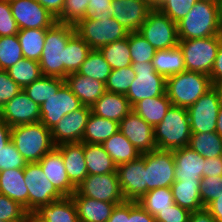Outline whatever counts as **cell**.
<instances>
[{
    "instance_id": "obj_1",
    "label": "cell",
    "mask_w": 222,
    "mask_h": 222,
    "mask_svg": "<svg viewBox=\"0 0 222 222\" xmlns=\"http://www.w3.org/2000/svg\"><path fill=\"white\" fill-rule=\"evenodd\" d=\"M179 40L222 35L220 0H198L190 12L177 22Z\"/></svg>"
},
{
    "instance_id": "obj_2",
    "label": "cell",
    "mask_w": 222,
    "mask_h": 222,
    "mask_svg": "<svg viewBox=\"0 0 222 222\" xmlns=\"http://www.w3.org/2000/svg\"><path fill=\"white\" fill-rule=\"evenodd\" d=\"M75 33L74 25L59 22L47 29L39 60L42 75L65 80V47Z\"/></svg>"
},
{
    "instance_id": "obj_3",
    "label": "cell",
    "mask_w": 222,
    "mask_h": 222,
    "mask_svg": "<svg viewBox=\"0 0 222 222\" xmlns=\"http://www.w3.org/2000/svg\"><path fill=\"white\" fill-rule=\"evenodd\" d=\"M11 141L27 163H38L56 147L51 130L41 122L11 127Z\"/></svg>"
},
{
    "instance_id": "obj_4",
    "label": "cell",
    "mask_w": 222,
    "mask_h": 222,
    "mask_svg": "<svg viewBox=\"0 0 222 222\" xmlns=\"http://www.w3.org/2000/svg\"><path fill=\"white\" fill-rule=\"evenodd\" d=\"M190 120L186 108L171 105L163 120L154 127L158 150L173 151L189 145Z\"/></svg>"
},
{
    "instance_id": "obj_5",
    "label": "cell",
    "mask_w": 222,
    "mask_h": 222,
    "mask_svg": "<svg viewBox=\"0 0 222 222\" xmlns=\"http://www.w3.org/2000/svg\"><path fill=\"white\" fill-rule=\"evenodd\" d=\"M211 87L210 76L201 72L184 71L166 78L168 99L181 108L192 106Z\"/></svg>"
},
{
    "instance_id": "obj_6",
    "label": "cell",
    "mask_w": 222,
    "mask_h": 222,
    "mask_svg": "<svg viewBox=\"0 0 222 222\" xmlns=\"http://www.w3.org/2000/svg\"><path fill=\"white\" fill-rule=\"evenodd\" d=\"M222 35L179 40L186 71L201 72L210 76Z\"/></svg>"
},
{
    "instance_id": "obj_7",
    "label": "cell",
    "mask_w": 222,
    "mask_h": 222,
    "mask_svg": "<svg viewBox=\"0 0 222 222\" xmlns=\"http://www.w3.org/2000/svg\"><path fill=\"white\" fill-rule=\"evenodd\" d=\"M75 30L76 34H78L92 50H99L107 44L126 38L129 33L112 17L94 19L87 16L75 25Z\"/></svg>"
},
{
    "instance_id": "obj_8",
    "label": "cell",
    "mask_w": 222,
    "mask_h": 222,
    "mask_svg": "<svg viewBox=\"0 0 222 222\" xmlns=\"http://www.w3.org/2000/svg\"><path fill=\"white\" fill-rule=\"evenodd\" d=\"M131 67L136 77L125 96L132 107L140 100L166 93V78L155 71L152 61L132 63Z\"/></svg>"
},
{
    "instance_id": "obj_9",
    "label": "cell",
    "mask_w": 222,
    "mask_h": 222,
    "mask_svg": "<svg viewBox=\"0 0 222 222\" xmlns=\"http://www.w3.org/2000/svg\"><path fill=\"white\" fill-rule=\"evenodd\" d=\"M156 50L178 46L177 23L173 22L157 7L148 14L138 31Z\"/></svg>"
},
{
    "instance_id": "obj_10",
    "label": "cell",
    "mask_w": 222,
    "mask_h": 222,
    "mask_svg": "<svg viewBox=\"0 0 222 222\" xmlns=\"http://www.w3.org/2000/svg\"><path fill=\"white\" fill-rule=\"evenodd\" d=\"M24 180L28 189V213H32L41 205L64 198L47 179L39 163L26 164Z\"/></svg>"
},
{
    "instance_id": "obj_11",
    "label": "cell",
    "mask_w": 222,
    "mask_h": 222,
    "mask_svg": "<svg viewBox=\"0 0 222 222\" xmlns=\"http://www.w3.org/2000/svg\"><path fill=\"white\" fill-rule=\"evenodd\" d=\"M146 193L169 187L176 181L173 151L153 150L145 153Z\"/></svg>"
},
{
    "instance_id": "obj_12",
    "label": "cell",
    "mask_w": 222,
    "mask_h": 222,
    "mask_svg": "<svg viewBox=\"0 0 222 222\" xmlns=\"http://www.w3.org/2000/svg\"><path fill=\"white\" fill-rule=\"evenodd\" d=\"M220 106L217 91L212 86L192 106L187 108L191 133L215 132Z\"/></svg>"
},
{
    "instance_id": "obj_13",
    "label": "cell",
    "mask_w": 222,
    "mask_h": 222,
    "mask_svg": "<svg viewBox=\"0 0 222 222\" xmlns=\"http://www.w3.org/2000/svg\"><path fill=\"white\" fill-rule=\"evenodd\" d=\"M72 196H85L105 202H125L117 173L87 175Z\"/></svg>"
},
{
    "instance_id": "obj_14",
    "label": "cell",
    "mask_w": 222,
    "mask_h": 222,
    "mask_svg": "<svg viewBox=\"0 0 222 222\" xmlns=\"http://www.w3.org/2000/svg\"><path fill=\"white\" fill-rule=\"evenodd\" d=\"M9 3L19 30L48 29L56 22L37 0H11Z\"/></svg>"
},
{
    "instance_id": "obj_15",
    "label": "cell",
    "mask_w": 222,
    "mask_h": 222,
    "mask_svg": "<svg viewBox=\"0 0 222 222\" xmlns=\"http://www.w3.org/2000/svg\"><path fill=\"white\" fill-rule=\"evenodd\" d=\"M82 106L66 82L40 106V122L48 129H52L65 115L74 112Z\"/></svg>"
},
{
    "instance_id": "obj_16",
    "label": "cell",
    "mask_w": 222,
    "mask_h": 222,
    "mask_svg": "<svg viewBox=\"0 0 222 222\" xmlns=\"http://www.w3.org/2000/svg\"><path fill=\"white\" fill-rule=\"evenodd\" d=\"M116 171L126 201H138L146 194L145 153L136 160L120 164Z\"/></svg>"
},
{
    "instance_id": "obj_17",
    "label": "cell",
    "mask_w": 222,
    "mask_h": 222,
    "mask_svg": "<svg viewBox=\"0 0 222 222\" xmlns=\"http://www.w3.org/2000/svg\"><path fill=\"white\" fill-rule=\"evenodd\" d=\"M91 113V107L82 105L74 112L65 115L52 128L51 136L55 146L63 143L82 142L83 133Z\"/></svg>"
},
{
    "instance_id": "obj_18",
    "label": "cell",
    "mask_w": 222,
    "mask_h": 222,
    "mask_svg": "<svg viewBox=\"0 0 222 222\" xmlns=\"http://www.w3.org/2000/svg\"><path fill=\"white\" fill-rule=\"evenodd\" d=\"M0 117L10 126L40 122V106L23 90L5 104Z\"/></svg>"
},
{
    "instance_id": "obj_19",
    "label": "cell",
    "mask_w": 222,
    "mask_h": 222,
    "mask_svg": "<svg viewBox=\"0 0 222 222\" xmlns=\"http://www.w3.org/2000/svg\"><path fill=\"white\" fill-rule=\"evenodd\" d=\"M119 131L141 154L157 149L154 140V127L145 122L134 111H131L119 122Z\"/></svg>"
},
{
    "instance_id": "obj_20",
    "label": "cell",
    "mask_w": 222,
    "mask_h": 222,
    "mask_svg": "<svg viewBox=\"0 0 222 222\" xmlns=\"http://www.w3.org/2000/svg\"><path fill=\"white\" fill-rule=\"evenodd\" d=\"M113 18L129 33L139 31L154 6L144 0H112Z\"/></svg>"
},
{
    "instance_id": "obj_21",
    "label": "cell",
    "mask_w": 222,
    "mask_h": 222,
    "mask_svg": "<svg viewBox=\"0 0 222 222\" xmlns=\"http://www.w3.org/2000/svg\"><path fill=\"white\" fill-rule=\"evenodd\" d=\"M175 182L201 181L204 177L205 158L186 146L173 150Z\"/></svg>"
},
{
    "instance_id": "obj_22",
    "label": "cell",
    "mask_w": 222,
    "mask_h": 222,
    "mask_svg": "<svg viewBox=\"0 0 222 222\" xmlns=\"http://www.w3.org/2000/svg\"><path fill=\"white\" fill-rule=\"evenodd\" d=\"M52 185L64 196L71 197L76 187L70 182L61 153L54 148L38 162Z\"/></svg>"
},
{
    "instance_id": "obj_23",
    "label": "cell",
    "mask_w": 222,
    "mask_h": 222,
    "mask_svg": "<svg viewBox=\"0 0 222 222\" xmlns=\"http://www.w3.org/2000/svg\"><path fill=\"white\" fill-rule=\"evenodd\" d=\"M62 155L70 182L77 186L87 177L84 142L63 143L55 147Z\"/></svg>"
},
{
    "instance_id": "obj_24",
    "label": "cell",
    "mask_w": 222,
    "mask_h": 222,
    "mask_svg": "<svg viewBox=\"0 0 222 222\" xmlns=\"http://www.w3.org/2000/svg\"><path fill=\"white\" fill-rule=\"evenodd\" d=\"M65 82L84 106L91 107L106 92L105 83L78 72L68 74Z\"/></svg>"
},
{
    "instance_id": "obj_25",
    "label": "cell",
    "mask_w": 222,
    "mask_h": 222,
    "mask_svg": "<svg viewBox=\"0 0 222 222\" xmlns=\"http://www.w3.org/2000/svg\"><path fill=\"white\" fill-rule=\"evenodd\" d=\"M132 106L125 94L105 92L92 106L91 112L105 119L120 122L131 111Z\"/></svg>"
},
{
    "instance_id": "obj_26",
    "label": "cell",
    "mask_w": 222,
    "mask_h": 222,
    "mask_svg": "<svg viewBox=\"0 0 222 222\" xmlns=\"http://www.w3.org/2000/svg\"><path fill=\"white\" fill-rule=\"evenodd\" d=\"M79 222H107L116 205L123 202H105L85 196H71Z\"/></svg>"
},
{
    "instance_id": "obj_27",
    "label": "cell",
    "mask_w": 222,
    "mask_h": 222,
    "mask_svg": "<svg viewBox=\"0 0 222 222\" xmlns=\"http://www.w3.org/2000/svg\"><path fill=\"white\" fill-rule=\"evenodd\" d=\"M0 193L19 203L28 212V189L24 169L0 171Z\"/></svg>"
},
{
    "instance_id": "obj_28",
    "label": "cell",
    "mask_w": 222,
    "mask_h": 222,
    "mask_svg": "<svg viewBox=\"0 0 222 222\" xmlns=\"http://www.w3.org/2000/svg\"><path fill=\"white\" fill-rule=\"evenodd\" d=\"M44 222H79L75 204L71 197L41 205L32 212Z\"/></svg>"
},
{
    "instance_id": "obj_29",
    "label": "cell",
    "mask_w": 222,
    "mask_h": 222,
    "mask_svg": "<svg viewBox=\"0 0 222 222\" xmlns=\"http://www.w3.org/2000/svg\"><path fill=\"white\" fill-rule=\"evenodd\" d=\"M171 105V101L165 93L161 96L140 100L133 106L132 111L139 115L145 122L155 127L163 120Z\"/></svg>"
},
{
    "instance_id": "obj_30",
    "label": "cell",
    "mask_w": 222,
    "mask_h": 222,
    "mask_svg": "<svg viewBox=\"0 0 222 222\" xmlns=\"http://www.w3.org/2000/svg\"><path fill=\"white\" fill-rule=\"evenodd\" d=\"M117 131H119L118 122L105 119L91 112L85 126L82 142L103 144Z\"/></svg>"
},
{
    "instance_id": "obj_31",
    "label": "cell",
    "mask_w": 222,
    "mask_h": 222,
    "mask_svg": "<svg viewBox=\"0 0 222 222\" xmlns=\"http://www.w3.org/2000/svg\"><path fill=\"white\" fill-rule=\"evenodd\" d=\"M84 155L88 175L117 173V166L102 144L84 143Z\"/></svg>"
},
{
    "instance_id": "obj_32",
    "label": "cell",
    "mask_w": 222,
    "mask_h": 222,
    "mask_svg": "<svg viewBox=\"0 0 222 222\" xmlns=\"http://www.w3.org/2000/svg\"><path fill=\"white\" fill-rule=\"evenodd\" d=\"M152 62L155 71L165 78L186 71L185 60L179 46L157 50Z\"/></svg>"
},
{
    "instance_id": "obj_33",
    "label": "cell",
    "mask_w": 222,
    "mask_h": 222,
    "mask_svg": "<svg viewBox=\"0 0 222 222\" xmlns=\"http://www.w3.org/2000/svg\"><path fill=\"white\" fill-rule=\"evenodd\" d=\"M102 145L116 166L141 156L137 148L120 131L113 134Z\"/></svg>"
},
{
    "instance_id": "obj_34",
    "label": "cell",
    "mask_w": 222,
    "mask_h": 222,
    "mask_svg": "<svg viewBox=\"0 0 222 222\" xmlns=\"http://www.w3.org/2000/svg\"><path fill=\"white\" fill-rule=\"evenodd\" d=\"M200 182H174L171 185L174 203L190 212L202 209L204 206L200 198Z\"/></svg>"
},
{
    "instance_id": "obj_35",
    "label": "cell",
    "mask_w": 222,
    "mask_h": 222,
    "mask_svg": "<svg viewBox=\"0 0 222 222\" xmlns=\"http://www.w3.org/2000/svg\"><path fill=\"white\" fill-rule=\"evenodd\" d=\"M64 83V79L42 75L22 90L30 99L41 106L48 98L56 94Z\"/></svg>"
},
{
    "instance_id": "obj_36",
    "label": "cell",
    "mask_w": 222,
    "mask_h": 222,
    "mask_svg": "<svg viewBox=\"0 0 222 222\" xmlns=\"http://www.w3.org/2000/svg\"><path fill=\"white\" fill-rule=\"evenodd\" d=\"M91 50V47L76 33L68 40L65 47V78L80 69Z\"/></svg>"
},
{
    "instance_id": "obj_37",
    "label": "cell",
    "mask_w": 222,
    "mask_h": 222,
    "mask_svg": "<svg viewBox=\"0 0 222 222\" xmlns=\"http://www.w3.org/2000/svg\"><path fill=\"white\" fill-rule=\"evenodd\" d=\"M47 29L19 30L17 37L24 58L39 62L45 44Z\"/></svg>"
},
{
    "instance_id": "obj_38",
    "label": "cell",
    "mask_w": 222,
    "mask_h": 222,
    "mask_svg": "<svg viewBox=\"0 0 222 222\" xmlns=\"http://www.w3.org/2000/svg\"><path fill=\"white\" fill-rule=\"evenodd\" d=\"M139 205L154 218L174 204L171 188L162 187L148 191L138 201Z\"/></svg>"
},
{
    "instance_id": "obj_39",
    "label": "cell",
    "mask_w": 222,
    "mask_h": 222,
    "mask_svg": "<svg viewBox=\"0 0 222 222\" xmlns=\"http://www.w3.org/2000/svg\"><path fill=\"white\" fill-rule=\"evenodd\" d=\"M112 70L131 66L129 33L126 38L107 44L99 49Z\"/></svg>"
},
{
    "instance_id": "obj_40",
    "label": "cell",
    "mask_w": 222,
    "mask_h": 222,
    "mask_svg": "<svg viewBox=\"0 0 222 222\" xmlns=\"http://www.w3.org/2000/svg\"><path fill=\"white\" fill-rule=\"evenodd\" d=\"M188 147L204 158L222 156V138L217 132L191 133Z\"/></svg>"
},
{
    "instance_id": "obj_41",
    "label": "cell",
    "mask_w": 222,
    "mask_h": 222,
    "mask_svg": "<svg viewBox=\"0 0 222 222\" xmlns=\"http://www.w3.org/2000/svg\"><path fill=\"white\" fill-rule=\"evenodd\" d=\"M77 72L106 83L112 68L99 50H91Z\"/></svg>"
},
{
    "instance_id": "obj_42",
    "label": "cell",
    "mask_w": 222,
    "mask_h": 222,
    "mask_svg": "<svg viewBox=\"0 0 222 222\" xmlns=\"http://www.w3.org/2000/svg\"><path fill=\"white\" fill-rule=\"evenodd\" d=\"M11 79L16 82L21 89L31 84L42 76L39 62L22 58L16 64L7 69Z\"/></svg>"
},
{
    "instance_id": "obj_43",
    "label": "cell",
    "mask_w": 222,
    "mask_h": 222,
    "mask_svg": "<svg viewBox=\"0 0 222 222\" xmlns=\"http://www.w3.org/2000/svg\"><path fill=\"white\" fill-rule=\"evenodd\" d=\"M24 58L17 34L0 37V70H7Z\"/></svg>"
},
{
    "instance_id": "obj_44",
    "label": "cell",
    "mask_w": 222,
    "mask_h": 222,
    "mask_svg": "<svg viewBox=\"0 0 222 222\" xmlns=\"http://www.w3.org/2000/svg\"><path fill=\"white\" fill-rule=\"evenodd\" d=\"M129 48L132 63L152 61L157 51L138 31L129 33Z\"/></svg>"
},
{
    "instance_id": "obj_45",
    "label": "cell",
    "mask_w": 222,
    "mask_h": 222,
    "mask_svg": "<svg viewBox=\"0 0 222 222\" xmlns=\"http://www.w3.org/2000/svg\"><path fill=\"white\" fill-rule=\"evenodd\" d=\"M135 77L131 66L114 69L105 83V89L111 93L126 94Z\"/></svg>"
},
{
    "instance_id": "obj_46",
    "label": "cell",
    "mask_w": 222,
    "mask_h": 222,
    "mask_svg": "<svg viewBox=\"0 0 222 222\" xmlns=\"http://www.w3.org/2000/svg\"><path fill=\"white\" fill-rule=\"evenodd\" d=\"M88 0H65L56 22L76 25L81 19L87 17Z\"/></svg>"
},
{
    "instance_id": "obj_47",
    "label": "cell",
    "mask_w": 222,
    "mask_h": 222,
    "mask_svg": "<svg viewBox=\"0 0 222 222\" xmlns=\"http://www.w3.org/2000/svg\"><path fill=\"white\" fill-rule=\"evenodd\" d=\"M198 0H162L156 7L173 22L184 18Z\"/></svg>"
},
{
    "instance_id": "obj_48",
    "label": "cell",
    "mask_w": 222,
    "mask_h": 222,
    "mask_svg": "<svg viewBox=\"0 0 222 222\" xmlns=\"http://www.w3.org/2000/svg\"><path fill=\"white\" fill-rule=\"evenodd\" d=\"M27 213L19 203L0 193V220L5 222H25Z\"/></svg>"
},
{
    "instance_id": "obj_49",
    "label": "cell",
    "mask_w": 222,
    "mask_h": 222,
    "mask_svg": "<svg viewBox=\"0 0 222 222\" xmlns=\"http://www.w3.org/2000/svg\"><path fill=\"white\" fill-rule=\"evenodd\" d=\"M222 195V175L202 177L200 182V198L204 207Z\"/></svg>"
},
{
    "instance_id": "obj_50",
    "label": "cell",
    "mask_w": 222,
    "mask_h": 222,
    "mask_svg": "<svg viewBox=\"0 0 222 222\" xmlns=\"http://www.w3.org/2000/svg\"><path fill=\"white\" fill-rule=\"evenodd\" d=\"M27 162L10 141L3 149H0V171L8 169H24Z\"/></svg>"
},
{
    "instance_id": "obj_51",
    "label": "cell",
    "mask_w": 222,
    "mask_h": 222,
    "mask_svg": "<svg viewBox=\"0 0 222 222\" xmlns=\"http://www.w3.org/2000/svg\"><path fill=\"white\" fill-rule=\"evenodd\" d=\"M19 28L12 16L9 1L0 0V37L18 34Z\"/></svg>"
},
{
    "instance_id": "obj_52",
    "label": "cell",
    "mask_w": 222,
    "mask_h": 222,
    "mask_svg": "<svg viewBox=\"0 0 222 222\" xmlns=\"http://www.w3.org/2000/svg\"><path fill=\"white\" fill-rule=\"evenodd\" d=\"M21 91V87L11 79L7 70H0V112Z\"/></svg>"
},
{
    "instance_id": "obj_53",
    "label": "cell",
    "mask_w": 222,
    "mask_h": 222,
    "mask_svg": "<svg viewBox=\"0 0 222 222\" xmlns=\"http://www.w3.org/2000/svg\"><path fill=\"white\" fill-rule=\"evenodd\" d=\"M87 16L94 19L113 18L112 0H88Z\"/></svg>"
},
{
    "instance_id": "obj_54",
    "label": "cell",
    "mask_w": 222,
    "mask_h": 222,
    "mask_svg": "<svg viewBox=\"0 0 222 222\" xmlns=\"http://www.w3.org/2000/svg\"><path fill=\"white\" fill-rule=\"evenodd\" d=\"M190 213L189 210L181 208L174 203L165 211H160L155 219L163 222H188Z\"/></svg>"
},
{
    "instance_id": "obj_55",
    "label": "cell",
    "mask_w": 222,
    "mask_h": 222,
    "mask_svg": "<svg viewBox=\"0 0 222 222\" xmlns=\"http://www.w3.org/2000/svg\"><path fill=\"white\" fill-rule=\"evenodd\" d=\"M129 222H155V218L137 201H129Z\"/></svg>"
},
{
    "instance_id": "obj_56",
    "label": "cell",
    "mask_w": 222,
    "mask_h": 222,
    "mask_svg": "<svg viewBox=\"0 0 222 222\" xmlns=\"http://www.w3.org/2000/svg\"><path fill=\"white\" fill-rule=\"evenodd\" d=\"M222 175V156L205 158L204 177Z\"/></svg>"
},
{
    "instance_id": "obj_57",
    "label": "cell",
    "mask_w": 222,
    "mask_h": 222,
    "mask_svg": "<svg viewBox=\"0 0 222 222\" xmlns=\"http://www.w3.org/2000/svg\"><path fill=\"white\" fill-rule=\"evenodd\" d=\"M107 222H129V201L116 205Z\"/></svg>"
},
{
    "instance_id": "obj_58",
    "label": "cell",
    "mask_w": 222,
    "mask_h": 222,
    "mask_svg": "<svg viewBox=\"0 0 222 222\" xmlns=\"http://www.w3.org/2000/svg\"><path fill=\"white\" fill-rule=\"evenodd\" d=\"M211 83L222 80V41L217 51L213 68L210 73Z\"/></svg>"
},
{
    "instance_id": "obj_59",
    "label": "cell",
    "mask_w": 222,
    "mask_h": 222,
    "mask_svg": "<svg viewBox=\"0 0 222 222\" xmlns=\"http://www.w3.org/2000/svg\"><path fill=\"white\" fill-rule=\"evenodd\" d=\"M53 17L57 18L64 6L65 0H37Z\"/></svg>"
},
{
    "instance_id": "obj_60",
    "label": "cell",
    "mask_w": 222,
    "mask_h": 222,
    "mask_svg": "<svg viewBox=\"0 0 222 222\" xmlns=\"http://www.w3.org/2000/svg\"><path fill=\"white\" fill-rule=\"evenodd\" d=\"M188 222H217L211 215L210 211L203 207L200 210H196L190 213Z\"/></svg>"
},
{
    "instance_id": "obj_61",
    "label": "cell",
    "mask_w": 222,
    "mask_h": 222,
    "mask_svg": "<svg viewBox=\"0 0 222 222\" xmlns=\"http://www.w3.org/2000/svg\"><path fill=\"white\" fill-rule=\"evenodd\" d=\"M11 141V127L0 117V149Z\"/></svg>"
},
{
    "instance_id": "obj_62",
    "label": "cell",
    "mask_w": 222,
    "mask_h": 222,
    "mask_svg": "<svg viewBox=\"0 0 222 222\" xmlns=\"http://www.w3.org/2000/svg\"><path fill=\"white\" fill-rule=\"evenodd\" d=\"M217 222H222V195L206 207Z\"/></svg>"
},
{
    "instance_id": "obj_63",
    "label": "cell",
    "mask_w": 222,
    "mask_h": 222,
    "mask_svg": "<svg viewBox=\"0 0 222 222\" xmlns=\"http://www.w3.org/2000/svg\"><path fill=\"white\" fill-rule=\"evenodd\" d=\"M215 132H217V134L222 138V105L220 106L218 111L217 126Z\"/></svg>"
},
{
    "instance_id": "obj_64",
    "label": "cell",
    "mask_w": 222,
    "mask_h": 222,
    "mask_svg": "<svg viewBox=\"0 0 222 222\" xmlns=\"http://www.w3.org/2000/svg\"><path fill=\"white\" fill-rule=\"evenodd\" d=\"M213 88L217 91L218 97L222 105V80L212 83Z\"/></svg>"
},
{
    "instance_id": "obj_65",
    "label": "cell",
    "mask_w": 222,
    "mask_h": 222,
    "mask_svg": "<svg viewBox=\"0 0 222 222\" xmlns=\"http://www.w3.org/2000/svg\"><path fill=\"white\" fill-rule=\"evenodd\" d=\"M25 222H44V221H41L33 213H27Z\"/></svg>"
},
{
    "instance_id": "obj_66",
    "label": "cell",
    "mask_w": 222,
    "mask_h": 222,
    "mask_svg": "<svg viewBox=\"0 0 222 222\" xmlns=\"http://www.w3.org/2000/svg\"><path fill=\"white\" fill-rule=\"evenodd\" d=\"M162 0H151V4L156 7Z\"/></svg>"
}]
</instances>
